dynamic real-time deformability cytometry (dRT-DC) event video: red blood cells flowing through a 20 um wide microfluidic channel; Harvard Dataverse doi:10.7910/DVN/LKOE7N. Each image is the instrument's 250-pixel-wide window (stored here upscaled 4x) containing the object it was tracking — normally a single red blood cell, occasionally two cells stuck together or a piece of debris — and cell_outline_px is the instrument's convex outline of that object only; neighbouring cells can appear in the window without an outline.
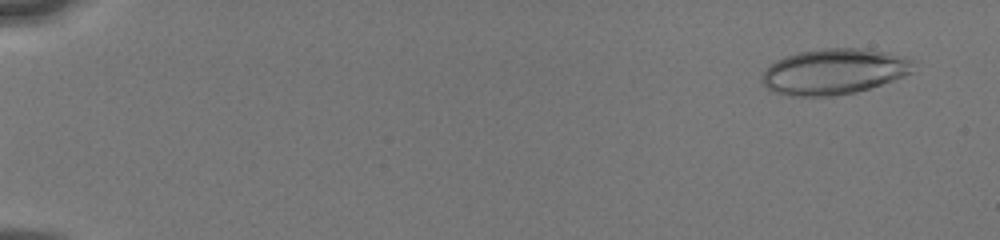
{"species": "human", "species_latin": "Homo sapiens", "temperature_condition": "cold", "stored_images_in_passage": 24, "camera_frame_rate_fps": 3000, "um_per_image_px": 0.085, "donor": {"sex": "male"}, "frame": {"image": 1, "passage_image": 5, "time_ms": 1.0, "image_size_px": [1000, 240], "cell_outline_px": [[912, 72], [904, 76], [856, 92], [828, 96], [792, 96], [772, 92], [760, 80], [760, 76], [776, 60], [784, 56], [800, 52], [824, 48], [860, 48], [888, 52], [904, 56], [912, 60]], "centroid_in_image_um": [70.87, 6.08], "position_along_channel_um": 14.1, "area_um2": 40.11}}
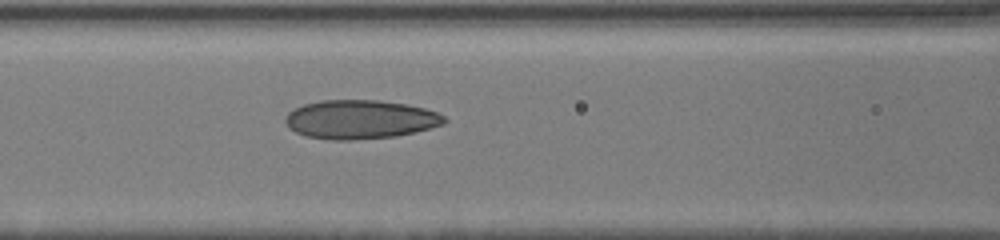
{"frame": {"image": 2, "passage_image": 24, "time_ms": 8.0, "image_size_px": [1000, 240], "cell_outline_px": [[448, 120], [444, 124], [396, 136], [352, 140], [332, 140], [304, 136], [288, 128], [284, 120], [288, 112], [304, 104], [320, 100], [380, 100], [404, 104], [424, 108], [436, 112], [444, 116]], "centroid_in_image_um": [30.58, 10.15], "position_along_channel_um": 136.0, "area_um2": 35.95}}